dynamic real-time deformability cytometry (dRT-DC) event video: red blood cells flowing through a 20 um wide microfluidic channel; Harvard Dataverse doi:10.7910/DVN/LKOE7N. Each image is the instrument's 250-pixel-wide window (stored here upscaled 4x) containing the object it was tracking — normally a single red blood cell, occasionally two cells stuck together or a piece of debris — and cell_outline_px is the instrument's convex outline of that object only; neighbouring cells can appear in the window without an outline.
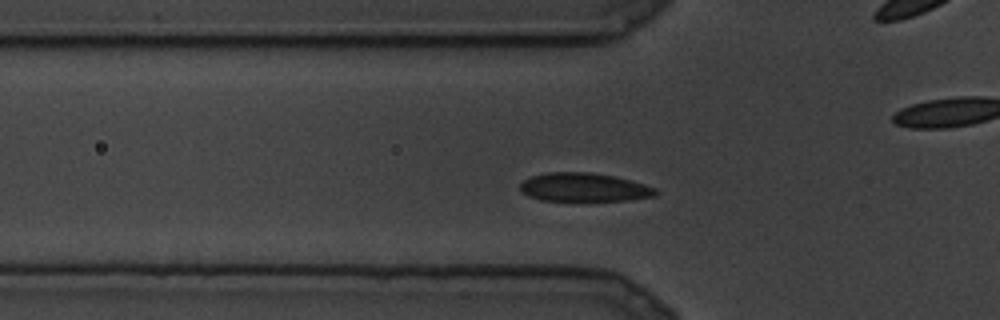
{"species": "common noctule bat (a hibernating species)", "species_latin": "Nyctalus noctula", "temperature_condition": "cold", "stored_images_in_passage": 6, "camera_frame_rate_fps": 3000, "um_per_image_px": 0.085, "animal": {"sex": "male", "body_mass_g": 19.5, "forearm_length_mm": 54.6}, "frame": {"image": 1, "passage_image": 4, "time_ms": 1.0, "image_size_px": [1000, 320], "cell_outline_px": [[660, 192], [656, 196], [628, 200], [540, 200], [528, 196], [520, 188], [520, 184], [524, 180], [532, 176], [544, 172], [592, 172], [612, 176], [644, 184], [656, 188]], "centroid_in_image_um": [49.65, 15.91], "position_along_channel_um": 76.1, "area_um2": 22.43}}